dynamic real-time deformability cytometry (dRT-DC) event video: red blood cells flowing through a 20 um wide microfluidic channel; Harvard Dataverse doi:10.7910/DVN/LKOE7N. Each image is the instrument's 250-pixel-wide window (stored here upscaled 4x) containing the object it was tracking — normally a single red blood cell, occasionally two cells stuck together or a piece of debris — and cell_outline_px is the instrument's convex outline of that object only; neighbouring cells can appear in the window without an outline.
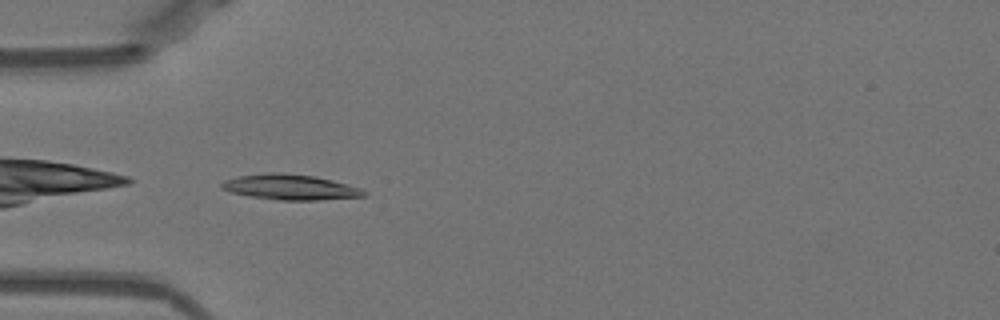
{"species": "Egyptian fruit bat (a non-hibernating species)", "species_latin": "Rousettus aegyptiacus", "temperature_condition": "warm", "stored_images_in_passage": 36, "camera_frame_rate_fps": 3000, "um_per_image_px": 0.085, "animal": {"sex": "female"}, "frame": {"image": 1, "passage_image": 2, "time_ms": 0.333, "image_size_px": [1000, 320], "cell_outline_px": [[368, 192], [364, 196], [316, 200], [280, 200], [252, 196], [232, 192], [220, 188], [220, 184], [224, 180], [240, 176], [272, 172], [280, 172], [312, 176], [332, 180], [360, 188]], "centroid_in_image_um": [24.67, 15.9], "position_along_channel_um": 60.3, "area_um2": 20.69}}
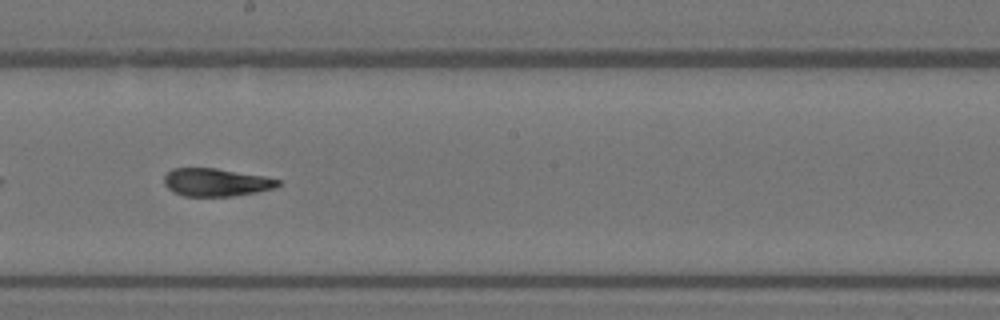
{"frame": {"image": 2, "passage_image": 15, "time_ms": 4.667, "image_size_px": [1000, 320], "cell_outline_px": [[280, 184], [272, 188], [256, 192], [232, 196], [184, 196], [172, 192], [164, 184], [164, 176], [172, 168], [216, 168], [264, 176], [280, 180]], "centroid_in_image_um": [18.32, 15.49], "position_along_channel_um": 229.9, "area_um2": 18.44}}
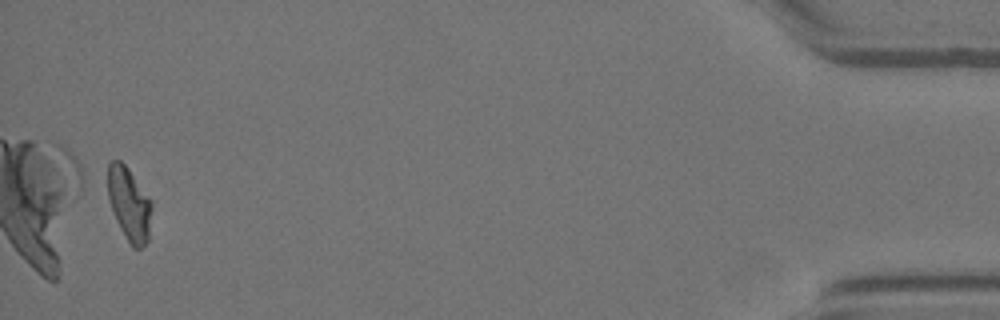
{"frame": {"image": 3, "passage_image": 36, "time_ms": 11.667, "image_size_px": [1000, 320], "cell_outline_px": [[152, 208], [148, 240], [140, 248], [132, 248], [120, 228], [116, 220], [108, 196], [108, 164], [112, 160], [120, 160], [128, 168], [152, 200]], "centroid_in_image_um": [11.0, 17.33], "position_along_channel_um": 424.2, "area_um2": 18.73}, "authors_computed_cell_mechanics": {"area_um2": 19.3919, "velocity_mm_per_s": 3.9699, "shape_relaxation_time_tau1_ms": 6.5492, "shape_relaxation_time_tau2_ms": 1.3868, "deformation_change_tau1": 0.2302, "deformation_change_tau2": 0.0807}}